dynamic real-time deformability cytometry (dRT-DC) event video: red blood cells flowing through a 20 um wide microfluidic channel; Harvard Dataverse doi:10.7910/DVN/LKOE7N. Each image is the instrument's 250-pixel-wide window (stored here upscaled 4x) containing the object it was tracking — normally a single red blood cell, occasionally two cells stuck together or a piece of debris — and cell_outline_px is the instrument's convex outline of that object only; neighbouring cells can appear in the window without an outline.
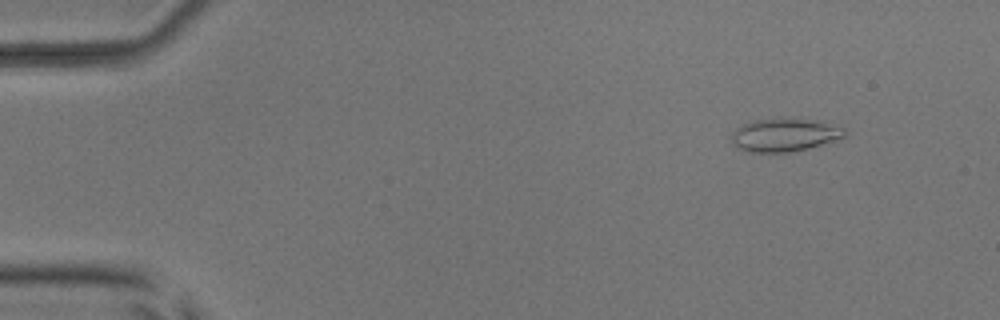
{"species": "common noctule bat (a hibernating species)", "species_latin": "Nyctalus noctula", "temperature_condition": "room temperature", "stored_images_in_passage": 5, "camera_frame_rate_fps": 3000, "um_per_image_px": 0.085, "animal": {"sex": "male", "body_mass_g": 17.9, "forearm_length_mm": 54.2}, "frame": {"image": 1, "passage_image": 1, "time_ms": 0.0, "image_size_px": [1000, 320], "cell_outline_px": [[848, 132], [844, 136], [796, 152], [748, 152], [736, 148], [732, 140], [732, 132], [736, 128], [744, 124], [756, 120], [820, 120], [844, 128]], "centroid_in_image_um": [66.67, 11.5], "position_along_channel_um": 18.3, "area_um2": 21.33}}
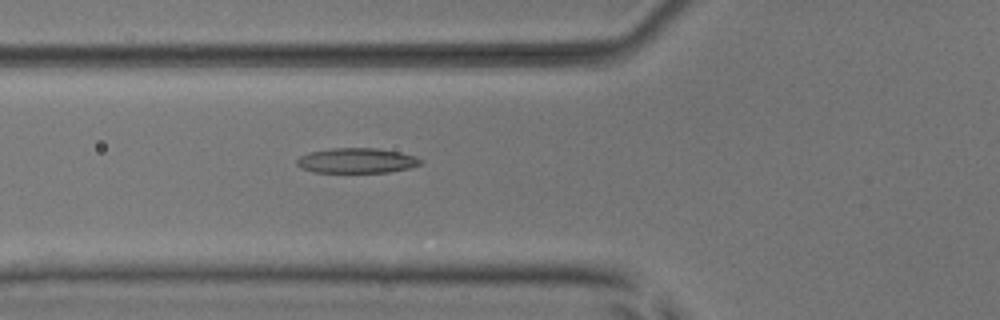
{"frame": {"image": 2, "passage_image": 5, "time_ms": 4.667, "image_size_px": [1000, 320], "cell_outline_px": [[424, 160], [420, 164], [408, 168], [388, 172], [312, 172], [300, 168], [296, 164], [296, 160], [300, 156], [308, 152], [332, 148], [376, 148], [400, 152], [416, 156]], "centroid_in_image_um": [30.3, 13.64], "position_along_channel_um": 95.5, "area_um2": 18.15}}